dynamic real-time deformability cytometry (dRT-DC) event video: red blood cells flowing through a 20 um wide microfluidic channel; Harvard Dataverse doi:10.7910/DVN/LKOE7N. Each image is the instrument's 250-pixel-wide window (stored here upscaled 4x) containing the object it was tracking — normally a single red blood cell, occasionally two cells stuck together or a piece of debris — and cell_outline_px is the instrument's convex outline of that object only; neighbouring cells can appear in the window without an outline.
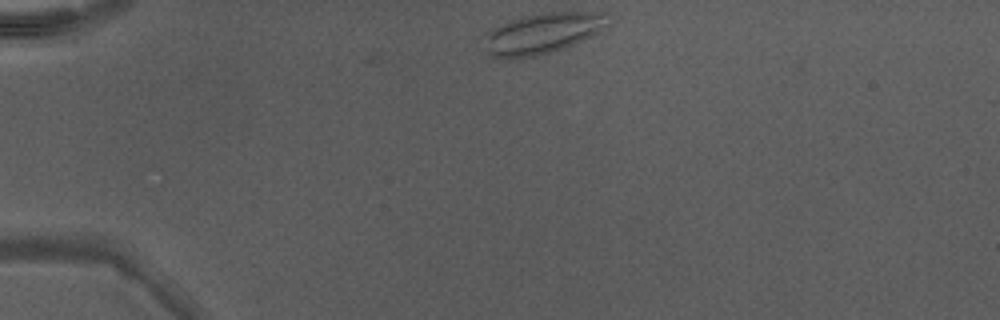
{"species": "Egyptian fruit bat (a non-hibernating species)", "species_latin": "Rousettus aegyptiacus", "temperature_condition": "warm", "stored_images_in_passage": 21, "camera_frame_rate_fps": 3000, "um_per_image_px": 0.085, "animal": {"sex": "male"}, "frame": {"image": 1, "passage_image": 1, "time_ms": 0.0, "image_size_px": [1000, 320], "cell_outline_px": [[608, 12], [604, 24], [600, 32], [584, 40], [564, 48], [536, 56], [508, 60], [488, 56], [488, 32], [500, 24], [508, 20], [540, 12]], "centroid_in_image_um": [46.11, 2.84], "position_along_channel_um": 38.9, "area_um2": 29.19}}